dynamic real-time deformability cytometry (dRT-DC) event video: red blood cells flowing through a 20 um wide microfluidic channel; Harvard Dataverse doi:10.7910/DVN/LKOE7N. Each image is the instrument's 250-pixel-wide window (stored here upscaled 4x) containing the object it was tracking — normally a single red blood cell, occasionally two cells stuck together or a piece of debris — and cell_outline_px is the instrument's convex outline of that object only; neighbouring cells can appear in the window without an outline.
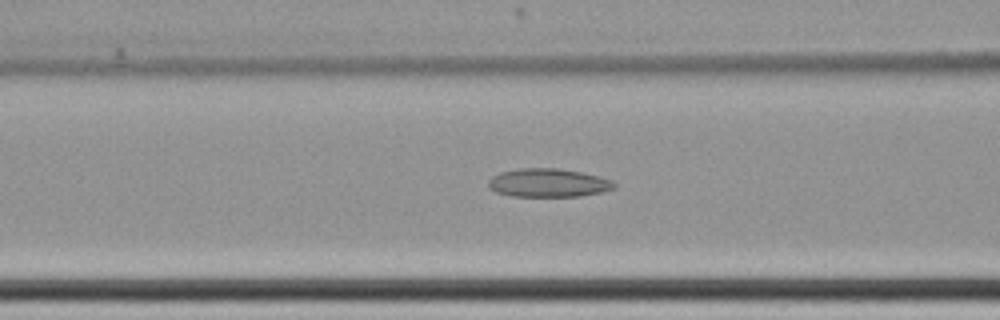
{"species": "common noctule bat (a hibernating species)", "species_latin": "Nyctalus noctula", "temperature_condition": "cold", "stored_images_in_passage": 44, "camera_frame_rate_fps": 3000, "um_per_image_px": 0.085, "animal": {"sex": "female", "body_mass_g": 22.7, "forearm_length_mm": 54.2}, "frame": {"image": 1, "passage_image": 17, "time_ms": 5.333, "image_size_px": [1000, 320], "cell_outline_px": [[616, 188], [600, 192], [580, 196], [512, 196], [496, 192], [488, 188], [488, 180], [492, 176], [500, 172], [516, 168], [560, 168], [600, 176], [612, 180], [616, 184]], "centroid_in_image_um": [46.59, 15.53], "position_along_channel_um": 120.0, "area_um2": 21.04}}
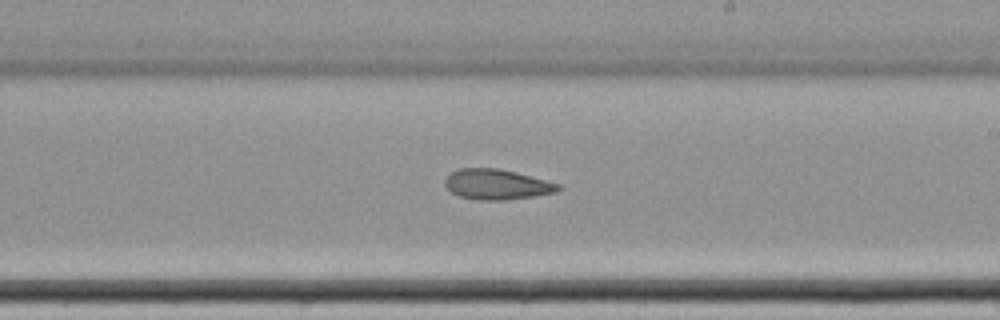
{"frame": {"image": 2, "passage_image": 28, "time_ms": 9.0, "image_size_px": [1000, 320], "cell_outline_px": [[560, 188], [556, 192], [532, 196], [504, 200], [480, 200], [460, 196], [452, 192], [444, 184], [444, 180], [452, 172], [460, 168], [496, 168], [516, 172], [560, 184]], "centroid_in_image_um": [42.22, 15.67], "position_along_channel_um": 246.8, "area_um2": 19.71}}
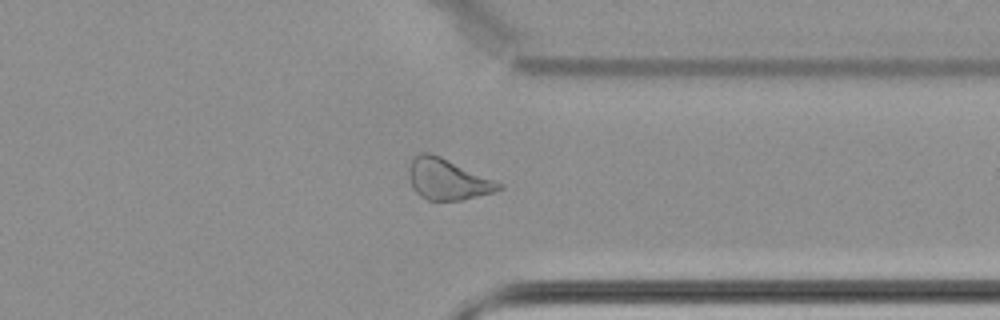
{"frame": {"image": 3, "passage_image": 39, "time_ms": 12.667, "image_size_px": [1000, 320], "cell_outline_px": [[504, 188], [492, 192], [460, 200], [428, 200], [420, 196], [412, 188], [408, 172], [412, 160], [420, 152], [428, 152], [440, 156], [504, 184]], "centroid_in_image_um": [38.03, 15.24], "position_along_channel_um": 373.4, "area_um2": 21.21}}